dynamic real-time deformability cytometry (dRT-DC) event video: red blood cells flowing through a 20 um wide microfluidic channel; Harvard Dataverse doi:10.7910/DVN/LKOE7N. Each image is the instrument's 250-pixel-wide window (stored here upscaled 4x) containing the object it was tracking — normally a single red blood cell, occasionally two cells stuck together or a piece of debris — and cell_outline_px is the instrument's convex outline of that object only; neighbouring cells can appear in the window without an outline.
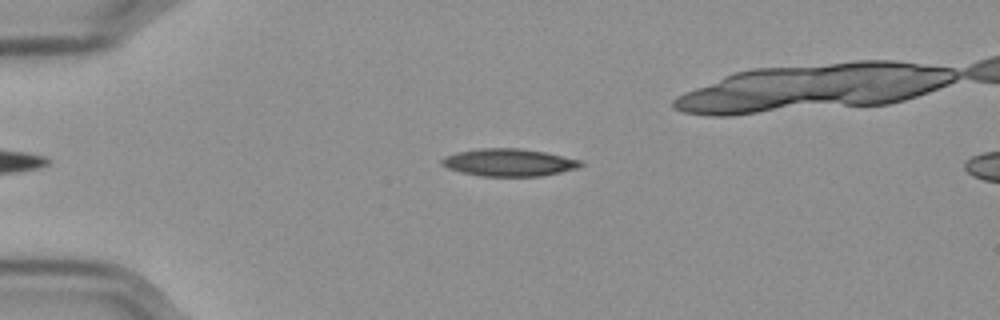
{"species": "Egyptian fruit bat (a non-hibernating species)", "species_latin": "Rousettus aegyptiacus", "temperature_condition": "cold", "stored_images_in_passage": 48, "camera_frame_rate_fps": 3000, "um_per_image_px": 0.085, "frame": {"image": 1, "passage_image": 12, "time_ms": 3.667, "image_size_px": [1000, 320], "cell_outline_px": [[584, 164], [576, 168], [560, 172], [540, 176], [480, 176], [448, 168], [440, 164], [440, 160], [444, 156], [456, 152], [480, 148], [520, 148], [544, 152], [580, 160]], "centroid_in_image_um": [43.21, 13.8], "position_along_channel_um": 41.8, "area_um2": 22.08}}
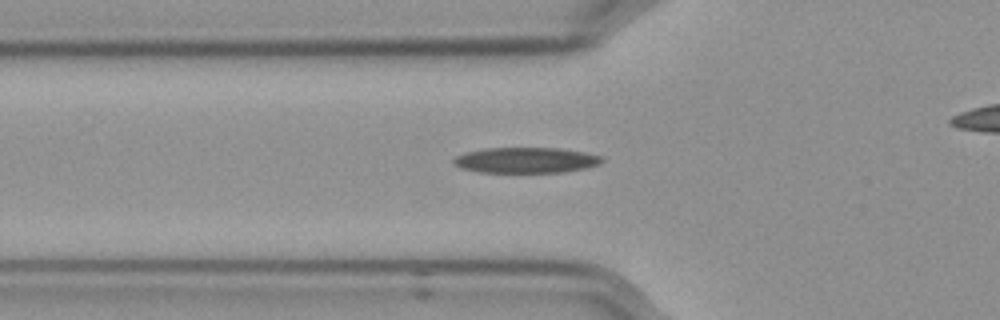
{"frame": {"image": 2, "passage_image": 18, "time_ms": 5.667, "image_size_px": [1000, 320], "cell_outline_px": [[604, 160], [600, 164], [584, 168], [564, 172], [480, 172], [460, 168], [452, 160], [456, 156], [468, 152], [488, 148], [560, 148], [584, 152], [604, 156]], "centroid_in_image_um": [44.75, 13.61], "position_along_channel_um": 81.0, "area_um2": 22.02}}
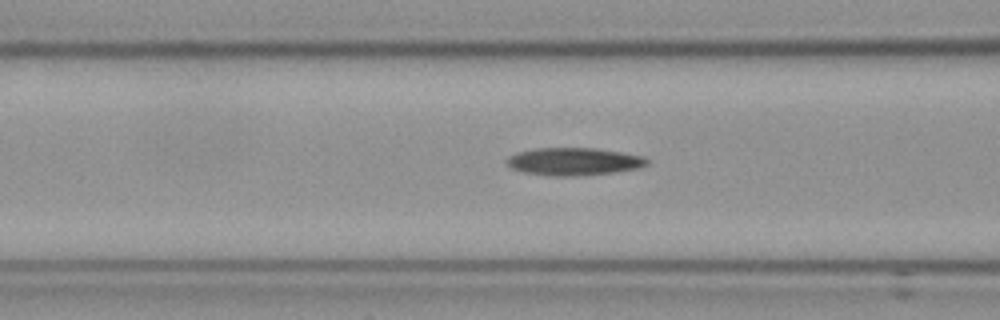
{"frame": {"image": 3, "passage_image": 21, "time_ms": 6.667, "image_size_px": [1000, 320], "cell_outline_px": [[648, 164], [636, 168], [612, 172], [572, 176], [552, 176], [524, 172], [512, 168], [508, 164], [508, 156], [520, 152], [536, 148], [596, 148], [644, 156], [648, 160]], "centroid_in_image_um": [48.78, 13.72], "position_along_channel_um": 117.8, "area_um2": 22.2}}